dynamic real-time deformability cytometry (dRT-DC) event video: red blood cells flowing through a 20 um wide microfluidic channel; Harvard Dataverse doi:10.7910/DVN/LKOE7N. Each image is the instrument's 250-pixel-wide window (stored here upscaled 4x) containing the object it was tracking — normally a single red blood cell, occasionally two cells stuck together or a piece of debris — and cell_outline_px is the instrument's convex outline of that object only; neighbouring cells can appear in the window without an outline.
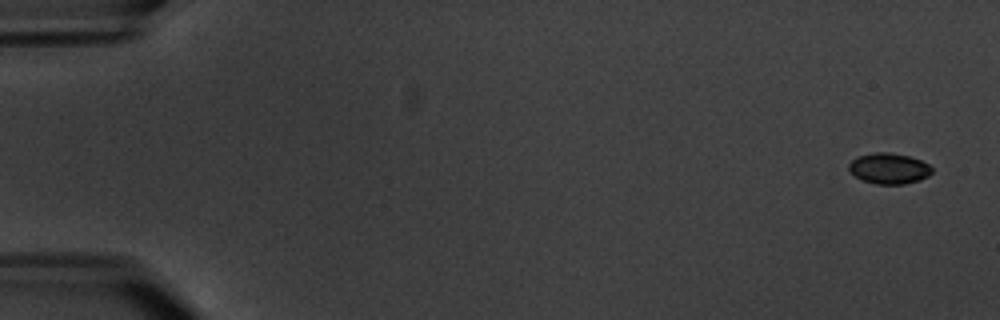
{"species": "common noctule bat (a hibernating species)", "species_latin": "Nyctalus noctula", "temperature_condition": "warm", "stored_images_in_passage": 4, "camera_frame_rate_fps": 3000, "um_per_image_px": 0.085, "animal": {"sex": "male", "body_mass_g": 20.1, "forearm_length_mm": 53.5}, "frame": {"image": 1, "passage_image": 1, "time_ms": 0.0, "image_size_px": [1000, 320], "cell_outline_px": [[932, 172], [928, 176], [920, 180], [904, 184], [876, 184], [864, 180], [856, 176], [848, 168], [848, 164], [856, 156], [876, 152], [888, 152], [908, 156], [920, 160], [928, 164], [932, 168]], "centroid_in_image_um": [75.57, 14.31], "position_along_channel_um": 9.4, "area_um2": 14.8}}